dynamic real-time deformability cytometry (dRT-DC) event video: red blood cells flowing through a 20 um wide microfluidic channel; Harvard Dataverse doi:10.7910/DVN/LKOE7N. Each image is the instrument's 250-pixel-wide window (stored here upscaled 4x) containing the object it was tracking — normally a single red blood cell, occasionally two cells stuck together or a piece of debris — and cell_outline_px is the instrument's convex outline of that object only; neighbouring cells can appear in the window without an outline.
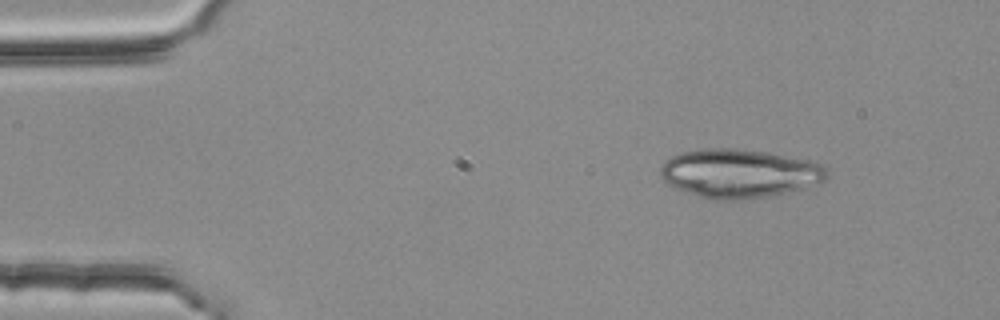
{"species": "common noctule bat (a hibernating species)", "species_latin": "Nyctalus noctula", "temperature_condition": "room temperature", "stored_images_in_passage": 3, "camera_frame_rate_fps": 3000, "um_per_image_px": 0.085, "animal": {"sex": "female", "body_mass_g": 25.1}, "frame": {"image": 1, "passage_image": 1, "time_ms": 0.0, "image_size_px": [1000, 320], "cell_outline_px": [[828, 176], [824, 180], [804, 188], [768, 196], [740, 200], [712, 200], [676, 188], [668, 184], [660, 176], [660, 168], [672, 156], [684, 152], [708, 148], [728, 148], [764, 152], [816, 160], [824, 164], [828, 172]], "centroid_in_image_um": [62.89, 14.74], "position_along_channel_um": 22.1, "area_um2": 47.16}}